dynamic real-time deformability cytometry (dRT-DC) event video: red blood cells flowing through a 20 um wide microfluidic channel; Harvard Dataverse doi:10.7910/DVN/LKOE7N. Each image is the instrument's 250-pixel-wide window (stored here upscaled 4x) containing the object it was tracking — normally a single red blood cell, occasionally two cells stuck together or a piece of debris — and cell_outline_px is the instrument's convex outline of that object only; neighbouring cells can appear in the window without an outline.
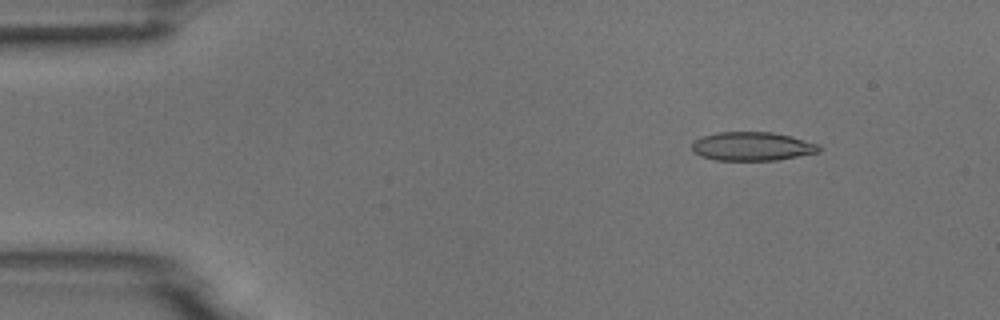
{"species": "common noctule bat (a hibernating species)", "species_latin": "Nyctalus noctula", "temperature_condition": "room temperature", "stored_images_in_passage": 6, "camera_frame_rate_fps": 3000, "um_per_image_px": 0.085, "animal": {"sex": "male", "body_mass_g": 18.8}, "frame": {"image": 1, "passage_image": 2, "time_ms": 1.333, "image_size_px": [1000, 320], "cell_outline_px": [[824, 148], [820, 152], [776, 160], [716, 160], [700, 156], [692, 148], [692, 140], [700, 136], [716, 132], [772, 132], [792, 136], [820, 144]], "centroid_in_image_um": [63.96, 12.43], "position_along_channel_um": 21.0, "area_um2": 21.56}}
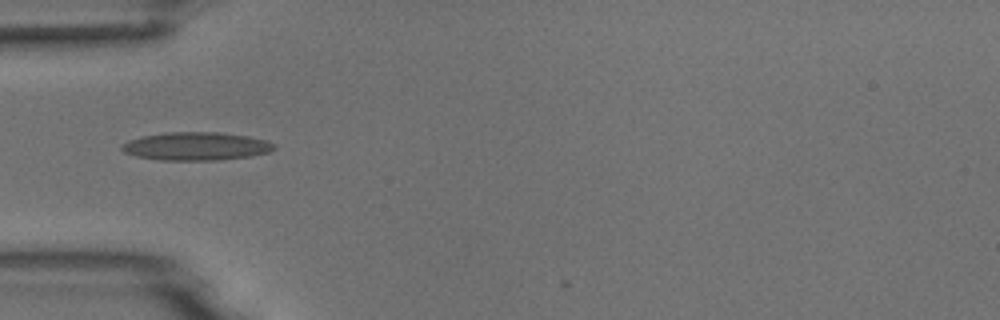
{"frame": {"image": 2, "passage_image": 5, "time_ms": 4.667, "image_size_px": [1000, 320], "cell_outline_px": [[276, 148], [268, 152], [248, 156], [220, 160], [160, 160], [136, 156], [124, 152], [120, 148], [128, 140], [144, 136], [164, 132], [220, 132], [248, 136], [268, 140], [276, 144]], "centroid_in_image_um": [16.7, 12.42], "position_along_channel_um": 68.3, "area_um2": 25.03}}